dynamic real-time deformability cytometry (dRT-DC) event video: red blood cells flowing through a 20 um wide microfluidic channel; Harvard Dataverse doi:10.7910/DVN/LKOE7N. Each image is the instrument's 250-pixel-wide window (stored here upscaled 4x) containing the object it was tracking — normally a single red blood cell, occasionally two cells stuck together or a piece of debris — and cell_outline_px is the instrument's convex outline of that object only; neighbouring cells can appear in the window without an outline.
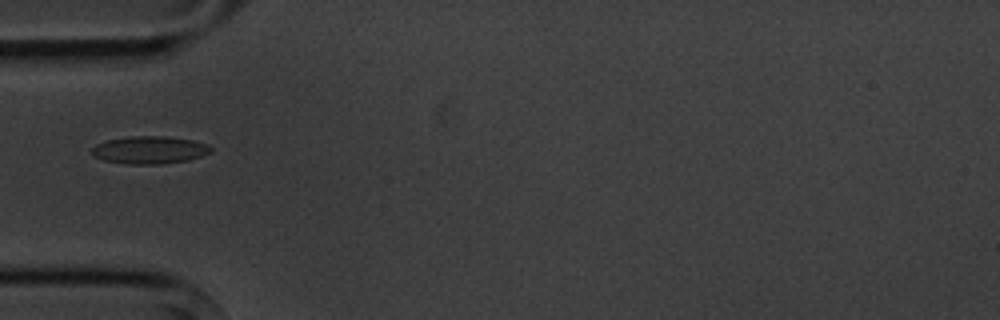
{"species": "common noctule bat (a hibernating species)", "species_latin": "Nyctalus noctula", "temperature_condition": "cold", "stored_images_in_passage": 3, "camera_frame_rate_fps": 3000, "um_per_image_px": 0.085, "animal": {"sex": "male", "body_mass_g": 20.1, "forearm_length_mm": 53.5}, "frame": {"image": 1, "passage_image": 3, "time_ms": 2.333, "image_size_px": [1000, 320], "cell_outline_px": [[212, 152], [188, 160], [160, 164], [124, 164], [104, 160], [92, 156], [92, 148], [96, 144], [108, 140], [132, 136], [164, 136], [192, 140], [208, 144], [212, 148]], "centroid_in_image_um": [12.71, 12.75], "position_along_channel_um": 72.3, "area_um2": 19.13}}